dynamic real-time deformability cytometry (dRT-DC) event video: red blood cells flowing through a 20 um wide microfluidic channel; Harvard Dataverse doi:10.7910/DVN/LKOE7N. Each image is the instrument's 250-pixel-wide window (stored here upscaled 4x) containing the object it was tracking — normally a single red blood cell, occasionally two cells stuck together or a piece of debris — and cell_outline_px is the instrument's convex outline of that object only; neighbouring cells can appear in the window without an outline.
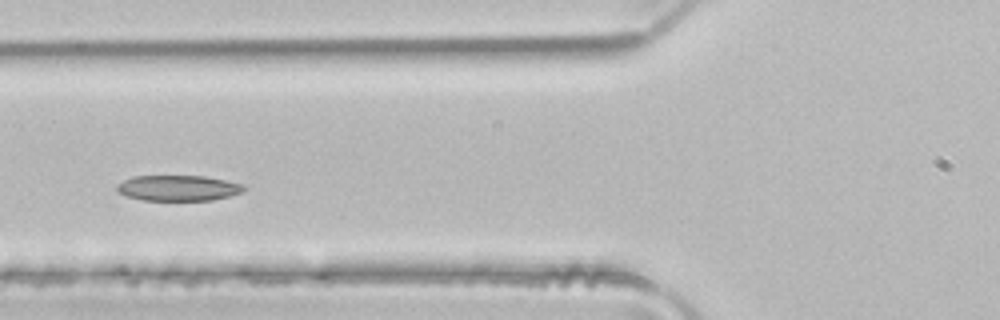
{"species": "common noctule bat (a hibernating species)", "species_latin": "Nyctalus noctula", "temperature_condition": "room temperature", "stored_images_in_passage": 4, "camera_frame_rate_fps": 3000, "um_per_image_px": 0.085, "animal": {"sex": "male", "body_mass_g": 21.5, "forearm_length_mm": 52.0}, "frame": {"image": 1, "passage_image": 3, "time_ms": 0.667, "image_size_px": [1000, 320], "cell_outline_px": [[248, 188], [244, 192], [212, 200], [144, 200], [124, 196], [116, 192], [116, 184], [132, 176], [204, 176], [244, 184]], "centroid_in_image_um": [15.13, 15.98], "position_along_channel_um": 110.7, "area_um2": 19.13}}
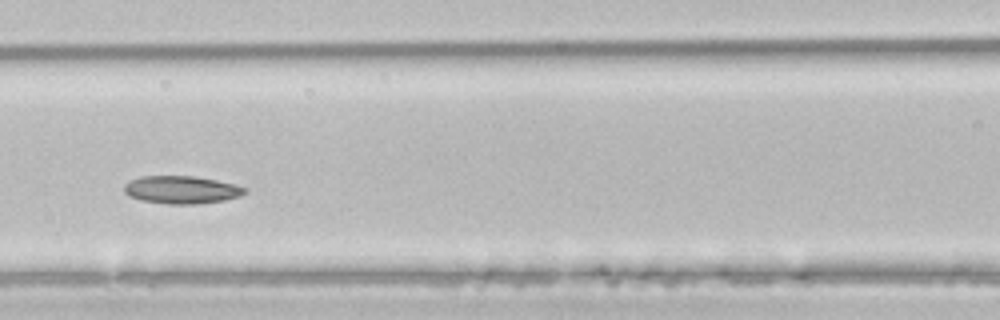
{"frame": {"image": 2, "passage_image": 4, "time_ms": 1.0, "image_size_px": [1000, 320], "cell_outline_px": [[248, 192], [240, 196], [224, 200], [196, 204], [168, 204], [140, 200], [128, 196], [124, 192], [124, 184], [140, 176], [196, 176], [236, 184], [248, 188]], "centroid_in_image_um": [15.45, 16.13], "position_along_channel_um": 151.1, "area_um2": 19.71}}